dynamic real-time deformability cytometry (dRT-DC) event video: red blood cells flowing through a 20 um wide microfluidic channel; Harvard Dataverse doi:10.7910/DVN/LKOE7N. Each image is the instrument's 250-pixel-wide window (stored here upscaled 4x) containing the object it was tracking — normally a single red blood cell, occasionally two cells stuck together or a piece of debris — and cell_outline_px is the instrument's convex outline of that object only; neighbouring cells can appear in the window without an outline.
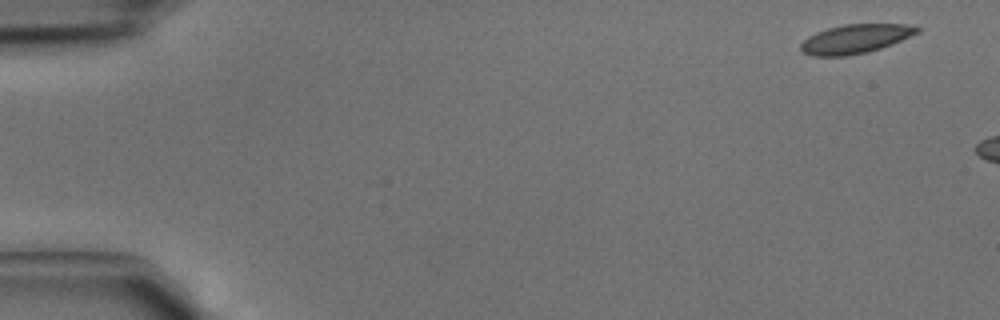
{"species": "common noctule bat (a hibernating species)", "species_latin": "Nyctalus noctula", "temperature_condition": "cold", "stored_images_in_passage": 2, "camera_frame_rate_fps": 3000, "um_per_image_px": 0.085, "animal": {"sex": "male", "body_mass_g": 15.6}, "frame": {"image": 1, "passage_image": 1, "time_ms": 0.0, "image_size_px": [1000, 320], "cell_outline_px": [[920, 32], [892, 44], [868, 52], [848, 56], [812, 56], [804, 52], [800, 48], [800, 44], [808, 36], [816, 32], [828, 28], [844, 24], [904, 24], [920, 28]], "centroid_in_image_um": [72.69, 3.31], "position_along_channel_um": 12.3, "area_um2": 19.65}}